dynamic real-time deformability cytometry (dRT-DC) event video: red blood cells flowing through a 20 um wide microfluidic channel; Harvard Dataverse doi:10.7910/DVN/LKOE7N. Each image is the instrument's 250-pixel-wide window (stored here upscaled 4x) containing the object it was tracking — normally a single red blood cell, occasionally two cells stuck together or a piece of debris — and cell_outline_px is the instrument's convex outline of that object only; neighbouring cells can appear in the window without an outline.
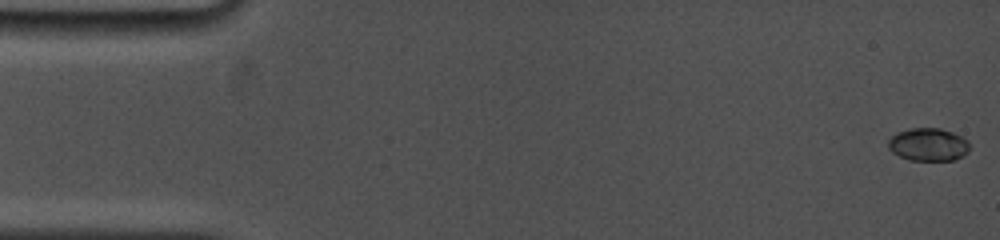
{"species": "common noctule bat (a hibernating species)", "species_latin": "Nyctalus noctula", "temperature_condition": "cold", "stored_images_in_passage": 10, "camera_frame_rate_fps": 5000, "um_per_image_px": 0.085, "animal": {"sex": "female", "body_mass_g": 19.0, "forearm_length_mm": 53.3}, "frame": {"image": 1, "passage_image": 1, "time_ms": 0.0, "image_size_px": [1000, 240], "cell_outline_px": [[968, 152], [964, 156], [952, 160], [908, 160], [892, 152], [888, 148], [888, 140], [896, 132], [912, 128], [940, 128], [952, 132], [968, 140]], "centroid_in_image_um": [78.89, 12.28], "position_along_channel_um": 6.1, "area_um2": 15.61}}